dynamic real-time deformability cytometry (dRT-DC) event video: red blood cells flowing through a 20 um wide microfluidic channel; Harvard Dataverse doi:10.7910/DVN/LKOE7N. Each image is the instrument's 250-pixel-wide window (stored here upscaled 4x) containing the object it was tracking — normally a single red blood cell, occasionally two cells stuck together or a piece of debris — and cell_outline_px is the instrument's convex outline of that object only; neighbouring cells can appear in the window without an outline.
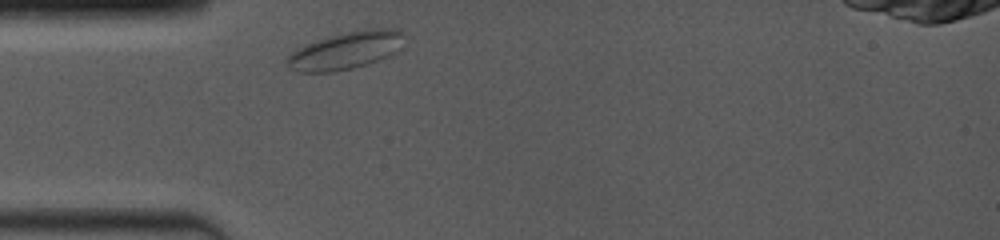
{"species": "common noctule bat (a hibernating species)", "species_latin": "Nyctalus noctula", "temperature_condition": "room temperature", "stored_images_in_passage": 29, "camera_frame_rate_fps": 4000, "um_per_image_px": 0.085, "animal": {"sex": "female", "body_mass_g": 19.0, "forearm_length_mm": 53.3}, "frame": {"image": 1, "passage_image": 1, "time_ms": 0.0, "image_size_px": [1000, 240], "cell_outline_px": [[404, 32], [400, 48], [396, 52], [388, 56], [352, 68], [332, 72], [300, 72], [288, 68], [284, 60], [292, 52], [304, 44], [328, 36], [344, 32], [368, 28], [396, 28]], "centroid_in_image_um": [29.36, 4.27], "position_along_channel_um": 55.6, "area_um2": 25.66}}
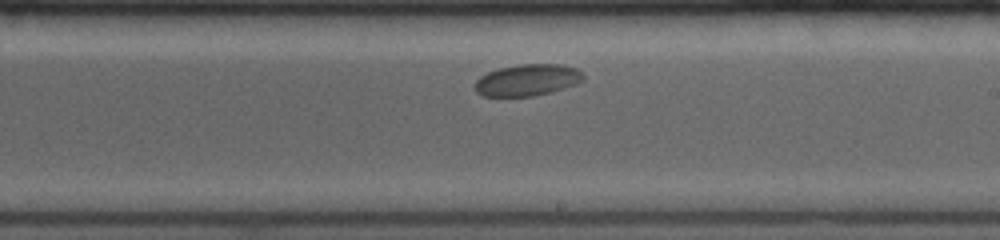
{"frame": {"image": 2, "passage_image": 16, "time_ms": 5.25, "image_size_px": [1000, 240], "cell_outline_px": [[584, 80], [576, 84], [564, 88], [532, 96], [484, 96], [476, 92], [472, 88], [472, 84], [480, 76], [488, 72], [500, 68], [520, 64], [560, 64], [576, 68], [584, 76]], "centroid_in_image_um": [44.78, 6.8], "position_along_channel_um": 244.2, "area_um2": 20.0}}
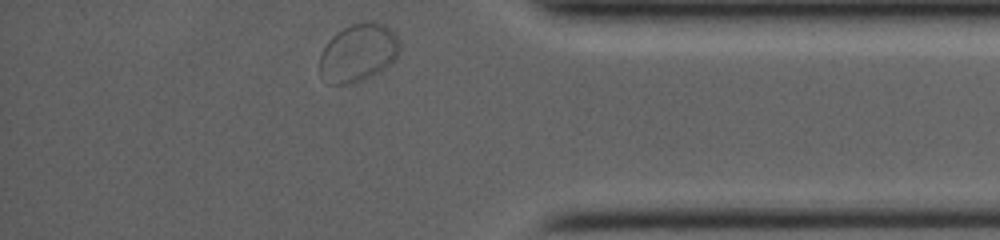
{"frame": {"image": 3, "passage_image": 29, "time_ms": 9.75, "image_size_px": [1000, 240], "cell_outline_px": [[400, 48], [396, 56], [380, 72], [364, 80], [348, 84], [328, 84], [320, 76], [320, 52], [328, 40], [336, 32], [352, 24], [364, 20], [376, 20], [396, 32], [400, 40]], "centroid_in_image_um": [30.44, 4.46], "position_along_channel_um": 404.8, "area_um2": 27.51}}